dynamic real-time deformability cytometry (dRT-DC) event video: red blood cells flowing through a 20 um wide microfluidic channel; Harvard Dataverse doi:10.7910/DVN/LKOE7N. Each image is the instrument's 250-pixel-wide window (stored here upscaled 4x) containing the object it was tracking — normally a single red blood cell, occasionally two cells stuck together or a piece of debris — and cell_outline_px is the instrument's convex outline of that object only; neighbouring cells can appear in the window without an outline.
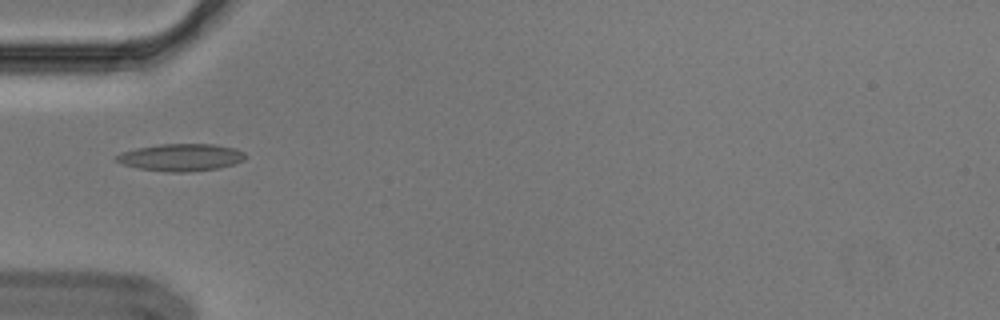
{"species": "Egyptian fruit bat (a non-hibernating species)", "species_latin": "Rousettus aegyptiacus", "temperature_condition": "cold", "stored_images_in_passage": 38, "camera_frame_rate_fps": 3000, "um_per_image_px": 0.085, "animal": {"sex": "male"}, "frame": {"image": 1, "passage_image": 1, "time_ms": 0.0, "image_size_px": [1000, 320], "cell_outline_px": [[248, 156], [244, 160], [232, 164], [216, 168], [184, 172], [168, 172], [136, 168], [120, 164], [112, 160], [112, 156], [120, 152], [136, 148], [160, 144], [212, 144], [236, 148], [244, 152]], "centroid_in_image_um": [15.29, 13.37], "position_along_channel_um": 69.7, "area_um2": 20.75}}
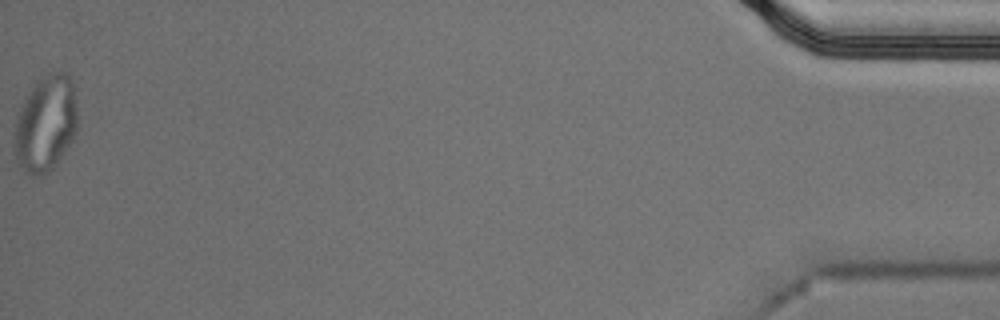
{"frame": {"image": 2, "passage_image": 38, "time_ms": 12.333, "image_size_px": [1000, 320], "cell_outline_px": [[76, 132], [72, 140], [56, 164], [52, 168], [40, 176], [28, 176], [20, 168], [16, 160], [16, 120], [20, 108], [32, 88], [48, 72], [68, 72], [72, 80], [76, 100]], "centroid_in_image_um": [3.9, 10.52], "position_along_channel_um": 431.3, "area_um2": 34.91}, "authors_computed_cell_mechanics": {"area_um2": 19.8543, "velocity_mm_per_s": 3.695, "shape_relaxation_time_tau1_ms": null, "shape_relaxation_time_tau2_ms": 2.1234, "deformation_change_tau1": null, "deformation_change_tau2": 0.0775}}